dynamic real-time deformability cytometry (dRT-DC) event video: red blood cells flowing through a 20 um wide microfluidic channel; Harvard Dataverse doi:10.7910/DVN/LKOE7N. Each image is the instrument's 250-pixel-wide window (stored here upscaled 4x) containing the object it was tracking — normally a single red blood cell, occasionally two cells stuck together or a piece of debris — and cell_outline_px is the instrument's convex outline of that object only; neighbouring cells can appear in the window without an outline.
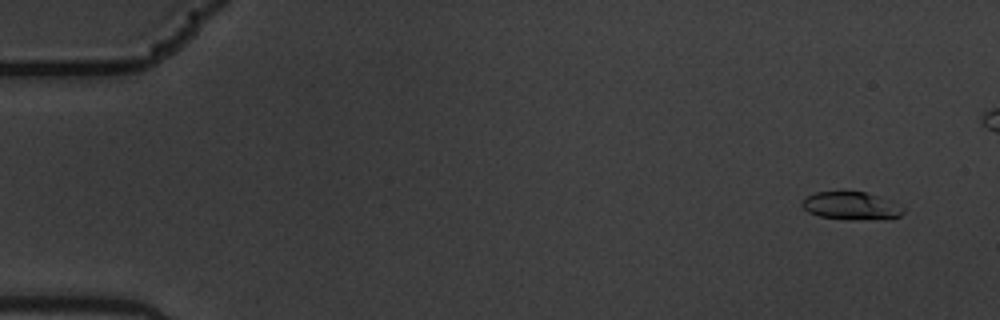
{"species": "common noctule bat (a hibernating species)", "species_latin": "Nyctalus noctula", "temperature_condition": "warm", "stored_images_in_passage": 7, "camera_frame_rate_fps": 3000, "um_per_image_px": 0.085, "animal": {"sex": "male", "body_mass_g": 19.5, "forearm_length_mm": 54.6}, "frame": {"image": 1, "passage_image": 1, "time_ms": 0.0, "image_size_px": [1000, 320], "cell_outline_px": [[904, 212], [900, 216], [892, 220], [852, 220], [820, 216], [808, 212], [800, 204], [808, 196], [816, 192], [864, 192], [880, 196], [892, 200], [904, 208]], "centroid_in_image_um": [72.45, 17.52], "position_along_channel_um": 12.6, "area_um2": 16.7}}
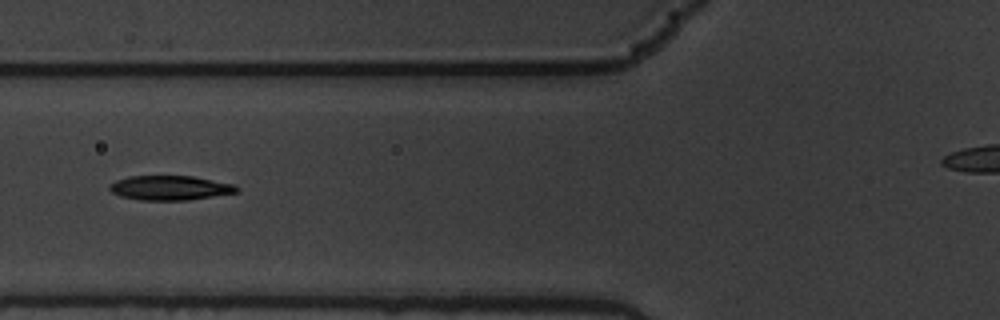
{"frame": {"image": 2, "passage_image": 6, "time_ms": 1.667, "image_size_px": [1000, 320], "cell_outline_px": [[240, 188], [236, 192], [188, 200], [140, 200], [120, 196], [112, 192], [108, 188], [116, 180], [128, 176], [192, 176], [236, 184]], "centroid_in_image_um": [14.46, 15.96], "position_along_channel_um": 111.3, "area_um2": 18.09}}
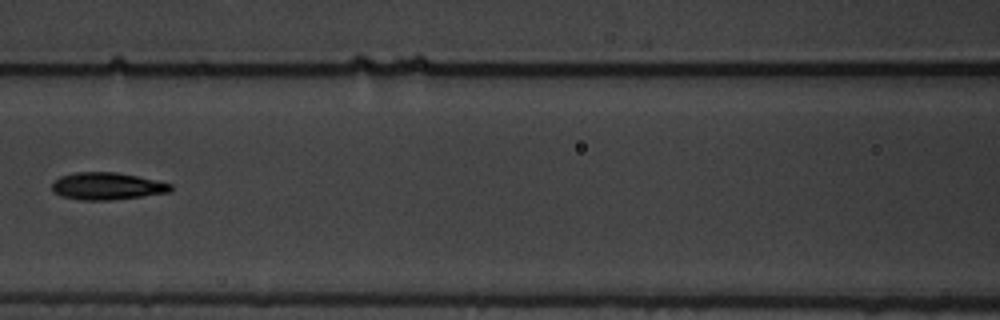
{"frame": {"image": 3, "passage_image": 7, "time_ms": 2.0, "image_size_px": [1000, 320], "cell_outline_px": [[172, 188], [168, 192], [112, 200], [80, 200], [60, 196], [52, 192], [52, 184], [60, 176], [76, 172], [116, 172], [136, 176], [172, 184]], "centroid_in_image_um": [9.04, 15.82], "position_along_channel_um": 157.6, "area_um2": 18.67}}